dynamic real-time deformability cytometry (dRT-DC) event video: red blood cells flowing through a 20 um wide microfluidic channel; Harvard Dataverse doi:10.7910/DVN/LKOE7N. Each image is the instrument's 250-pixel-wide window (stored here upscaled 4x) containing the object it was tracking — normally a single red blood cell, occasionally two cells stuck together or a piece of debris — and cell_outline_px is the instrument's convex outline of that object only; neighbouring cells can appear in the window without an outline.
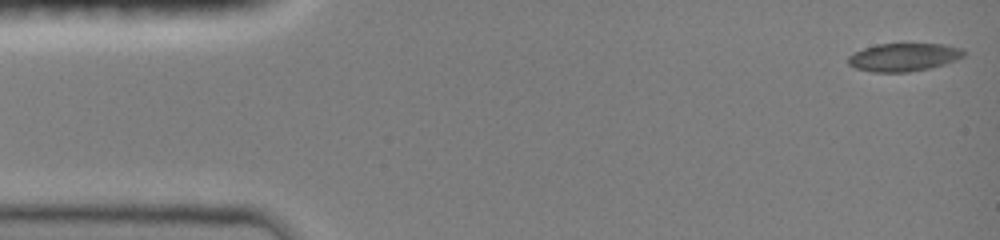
{"species": "common noctule bat (a hibernating species)", "species_latin": "Nyctalus noctula", "temperature_condition": "room temperature", "stored_images_in_passage": 47, "camera_frame_rate_fps": 3000, "um_per_image_px": 0.085, "animal": {"sex": "female", "body_mass_g": 19.0, "forearm_length_mm": 51.5}, "frame": {"image": 1, "passage_image": 1, "time_ms": 0.0, "image_size_px": [1000, 240], "cell_outline_px": [[964, 56], [956, 60], [944, 64], [928, 68], [908, 72], [872, 72], [856, 68], [848, 64], [848, 56], [864, 48], [876, 44], [944, 44], [964, 48]], "centroid_in_image_um": [76.83, 4.86], "position_along_channel_um": 8.2, "area_um2": 18.84}}
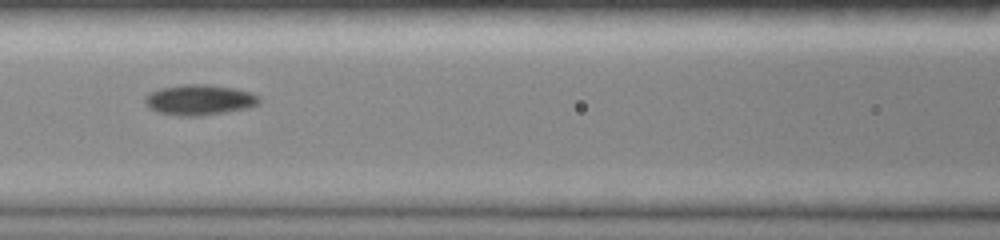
{"frame": {"image": 2, "passage_image": 20, "time_ms": 6.333, "image_size_px": [1000, 240], "cell_outline_px": [[260, 104], [248, 108], [200, 116], [180, 116], [160, 112], [148, 108], [144, 104], [144, 96], [160, 88], [180, 84], [208, 84], [232, 88], [252, 92], [260, 96]], "centroid_in_image_um": [16.95, 8.48], "position_along_channel_um": 149.6, "area_um2": 20.46}}
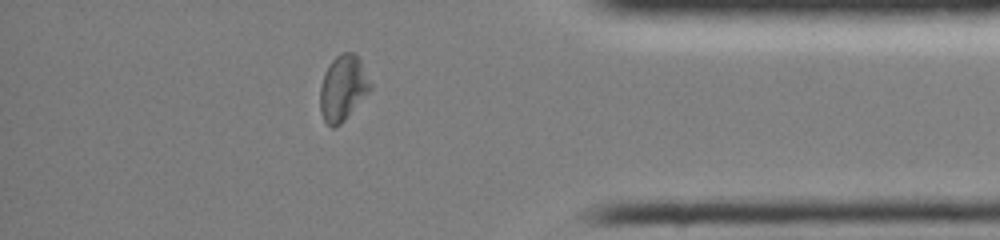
{"frame": {"image": 3, "passage_image": 40, "time_ms": 13.0, "image_size_px": [1000, 240], "cell_outline_px": [[372, 88], [344, 120], [336, 128], [332, 128], [324, 120], [320, 112], [320, 88], [324, 72], [332, 60], [336, 56], [344, 52], [352, 52], [360, 60], [372, 84]], "centroid_in_image_um": [29.14, 7.49], "position_along_channel_um": 406.1, "area_um2": 19.02}, "authors_computed_cell_mechanics": {"area_um2": 18.8428, "velocity_mm_per_s": 4.0609, "shape_relaxation_time_tau1_ms": 9.2284, "shape_relaxation_time_tau2_ms": 6.7629, "deformation_change_tau1": 0.1913, "deformation_change_tau2": 0.1126}}